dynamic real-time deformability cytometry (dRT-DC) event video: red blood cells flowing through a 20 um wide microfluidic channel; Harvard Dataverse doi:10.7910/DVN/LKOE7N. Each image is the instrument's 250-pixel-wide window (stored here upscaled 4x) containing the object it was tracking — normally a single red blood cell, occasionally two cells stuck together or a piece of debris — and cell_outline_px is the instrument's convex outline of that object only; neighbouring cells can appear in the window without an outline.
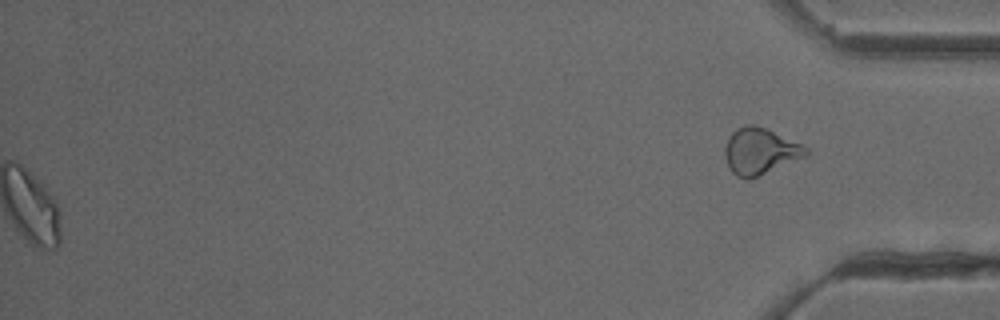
{"species": "common noctule bat (a hibernating species)", "species_latin": "Nyctalus noctula", "temperature_condition": "cold", "stored_images_in_passage": 48, "segment_of_instrument_passage": [2, 2], "camera_frame_rate_fps": 3000, "um_per_image_px": 0.085, "animal": {"sex": "female"}, "frame": {"image": 1, "passage_image": 48, "time_ms": 15.667, "image_size_px": [1000, 320], "cell_outline_px": [[808, 156], [748, 180], [744, 180], [736, 176], [728, 168], [724, 156], [724, 148], [728, 136], [736, 128], [744, 124], [752, 124], [764, 128], [800, 144], [808, 148]], "centroid_in_image_um": [64.55, 12.87], "position_along_channel_um": 370.6, "area_um2": 22.02}}